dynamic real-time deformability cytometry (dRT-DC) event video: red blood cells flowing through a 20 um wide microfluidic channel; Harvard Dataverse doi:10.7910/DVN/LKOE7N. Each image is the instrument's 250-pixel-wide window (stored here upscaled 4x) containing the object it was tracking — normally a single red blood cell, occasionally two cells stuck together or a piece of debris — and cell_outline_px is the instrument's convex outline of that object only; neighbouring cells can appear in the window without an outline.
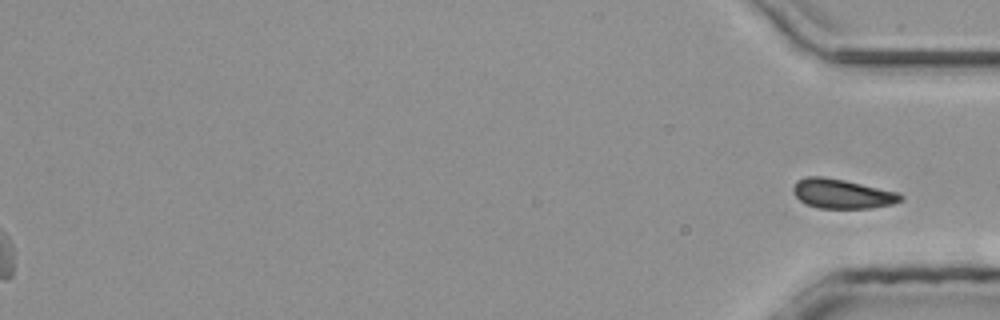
{"species": "common noctule bat (a hibernating species)", "species_latin": "Nyctalus noctula", "temperature_condition": "room temperature", "stored_images_in_passage": 28, "camera_frame_rate_fps": 3000, "um_per_image_px": 0.085, "animal": {"sex": "male", "body_mass_g": 20.4}, "frame": {"image": 1, "passage_image": 28, "time_ms": 9.0, "image_size_px": [1000, 320], "cell_outline_px": [[904, 200], [892, 204], [872, 208], [820, 208], [804, 204], [796, 196], [792, 188], [796, 180], [804, 176], [820, 176], [844, 180], [900, 192], [904, 196]], "centroid_in_image_um": [71.6, 16.46], "position_along_channel_um": 363.6, "area_um2": 18.67}}